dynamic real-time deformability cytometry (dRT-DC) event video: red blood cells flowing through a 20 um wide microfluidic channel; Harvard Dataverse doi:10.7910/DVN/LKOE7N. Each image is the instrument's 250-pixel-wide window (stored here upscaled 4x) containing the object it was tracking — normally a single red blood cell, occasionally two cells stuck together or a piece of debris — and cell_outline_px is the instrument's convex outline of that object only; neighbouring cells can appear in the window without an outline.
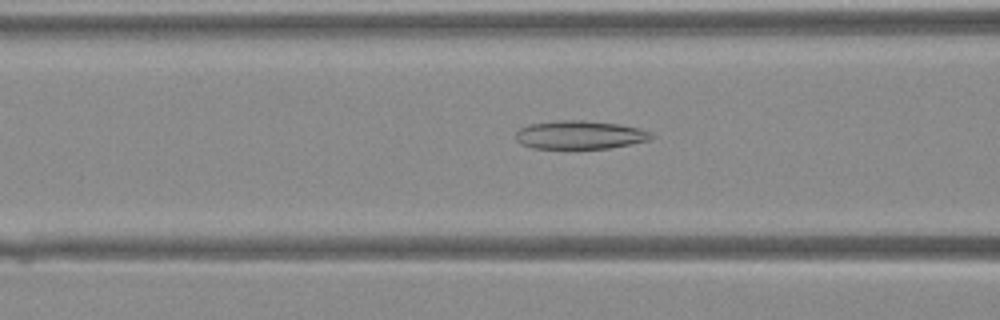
{"species": "Egyptian fruit bat (a non-hibernating species)", "species_latin": "Rousettus aegyptiacus", "temperature_condition": "warm", "stored_images_in_passage": 32, "camera_frame_rate_fps": 3000, "um_per_image_px": 0.085, "animal": {"sex": "female"}, "frame": {"image": 1, "passage_image": 12, "time_ms": 3.667, "image_size_px": [1000, 320], "cell_outline_px": [[656, 136], [648, 140], [608, 148], [532, 148], [520, 144], [516, 140], [516, 132], [520, 128], [528, 124], [560, 120], [584, 120], [620, 124], [640, 128], [652, 132]], "centroid_in_image_um": [49.28, 11.45], "position_along_channel_um": 117.3, "area_um2": 22.48}}
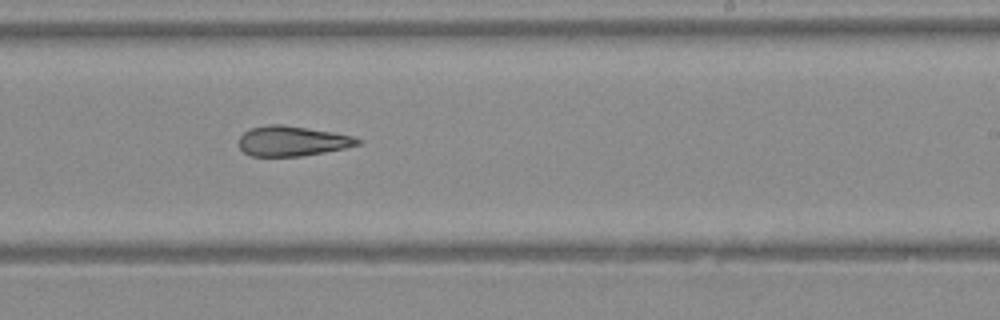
{"frame": {"image": 2, "passage_image": 21, "time_ms": 6.667, "image_size_px": [1000, 320], "cell_outline_px": [[364, 140], [360, 144], [344, 148], [324, 152], [300, 156], [252, 156], [244, 152], [240, 148], [240, 136], [244, 132], [252, 128], [268, 124], [280, 124], [332, 132], [352, 136]], "centroid_in_image_um": [24.85, 11.99], "position_along_channel_um": 264.2, "area_um2": 20.58}}
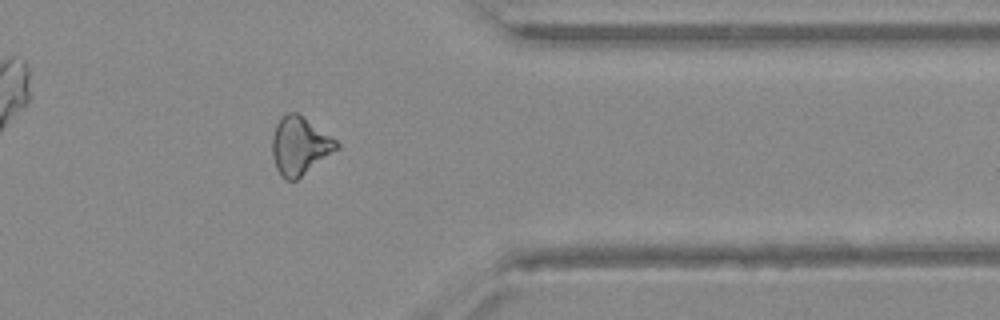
{"frame": {"image": 3, "passage_image": 29, "time_ms": 9.333, "image_size_px": [1000, 320], "cell_outline_px": [[340, 148], [296, 180], [284, 180], [276, 168], [272, 156], [272, 136], [276, 124], [280, 116], [288, 112], [296, 112], [336, 140], [340, 144]], "centroid_in_image_um": [25.46, 12.4], "position_along_channel_um": 385.9, "area_um2": 21.68}}